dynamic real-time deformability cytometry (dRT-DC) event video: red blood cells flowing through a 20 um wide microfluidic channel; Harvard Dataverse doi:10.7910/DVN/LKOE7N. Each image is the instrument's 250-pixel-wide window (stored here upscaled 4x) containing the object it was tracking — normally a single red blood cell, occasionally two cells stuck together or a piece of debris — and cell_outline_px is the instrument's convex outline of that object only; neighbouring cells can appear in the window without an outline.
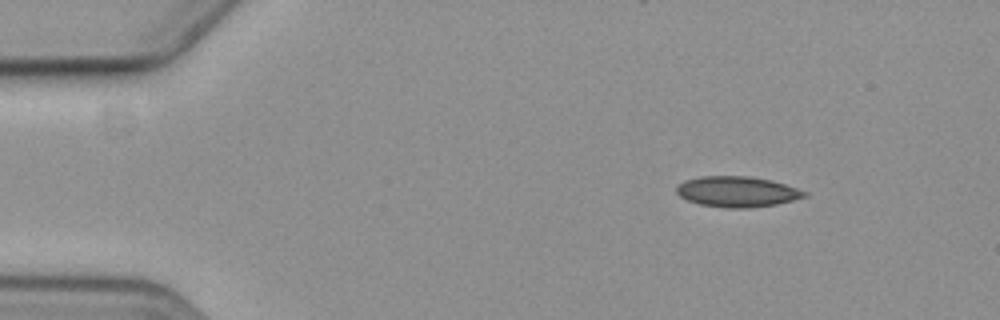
{"species": "common noctule bat (a hibernating species)", "species_latin": "Nyctalus noctula", "temperature_condition": "cold", "stored_images_in_passage": 6, "camera_frame_rate_fps": 3000, "um_per_image_px": 0.085, "animal": {"sex": "female", "body_mass_g": 19.3, "forearm_length_mm": 54.1}, "frame": {"image": 1, "passage_image": 2, "time_ms": 1.0, "image_size_px": [1000, 320], "cell_outline_px": [[808, 196], [776, 204], [748, 208], [728, 208], [700, 204], [688, 200], [680, 196], [676, 192], [676, 188], [684, 180], [700, 176], [748, 176], [768, 180], [784, 184], [808, 192]], "centroid_in_image_um": [62.64, 16.29], "position_along_channel_um": 22.4, "area_um2": 22.6}}
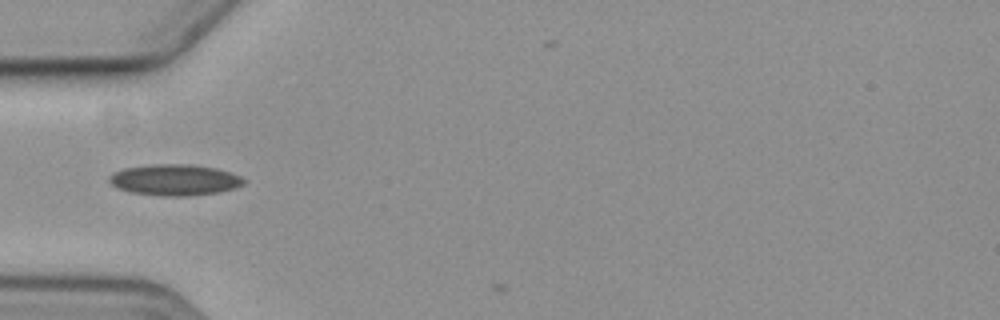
{"frame": {"image": 2, "passage_image": 5, "time_ms": 4.667, "image_size_px": [1000, 320], "cell_outline_px": [[248, 180], [244, 184], [236, 188], [220, 192], [188, 196], [160, 196], [132, 192], [116, 188], [108, 180], [108, 176], [124, 168], [156, 164], [188, 164], [216, 168], [240, 176]], "centroid_in_image_um": [14.88, 15.3], "position_along_channel_um": 70.1, "area_um2": 24.45}}